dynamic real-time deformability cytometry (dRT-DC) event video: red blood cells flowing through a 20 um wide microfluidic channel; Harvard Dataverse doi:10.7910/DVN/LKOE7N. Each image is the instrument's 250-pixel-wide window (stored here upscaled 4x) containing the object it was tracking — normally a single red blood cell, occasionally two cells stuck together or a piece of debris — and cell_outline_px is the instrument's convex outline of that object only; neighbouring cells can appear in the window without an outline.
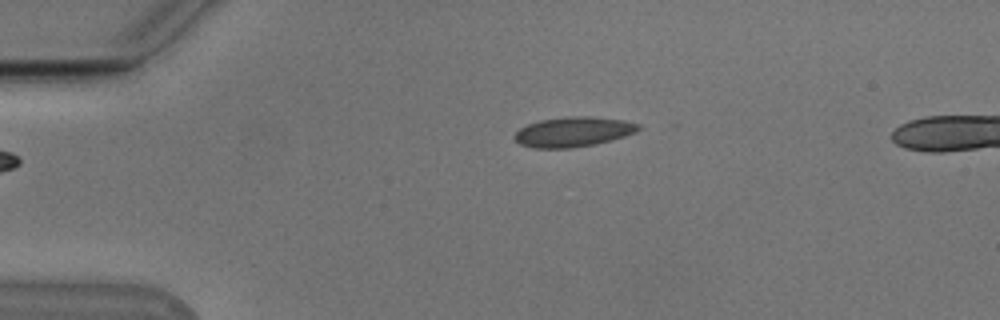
{"species": "Egyptian fruit bat (a non-hibernating species)", "species_latin": "Rousettus aegyptiacus", "temperature_condition": "cold", "stored_images_in_passage": 43, "camera_frame_rate_fps": 3000, "um_per_image_px": 0.085, "animal": {"sex": "male"}, "frame": {"image": 1, "passage_image": 1, "time_ms": 0.0, "image_size_px": [1000, 320], "cell_outline_px": [[644, 128], [636, 132], [612, 140], [596, 144], [572, 148], [532, 148], [520, 144], [512, 136], [520, 128], [528, 124], [540, 120], [568, 116], [588, 116], [624, 120], [640, 124]], "centroid_in_image_um": [48.75, 11.21], "position_along_channel_um": 36.2, "area_um2": 21.79}}
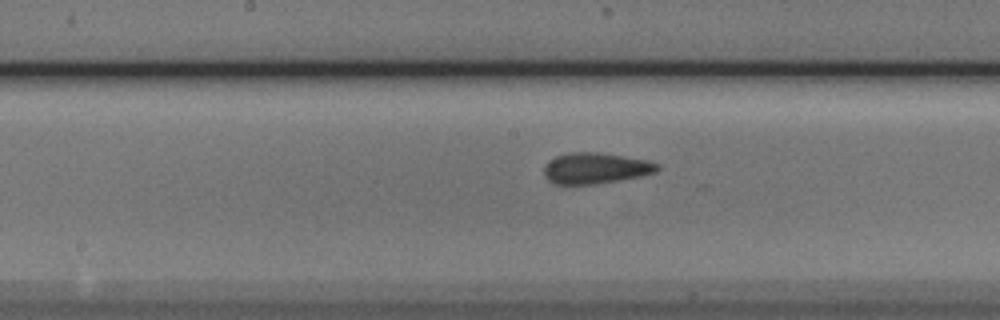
{"frame": {"image": 2, "passage_image": 17, "time_ms": 5.333, "image_size_px": [1000, 320], "cell_outline_px": [[660, 168], [656, 172], [640, 176], [620, 180], [596, 184], [552, 184], [544, 176], [544, 164], [548, 160], [556, 156], [568, 152], [600, 152], [648, 160], [660, 164]], "centroid_in_image_um": [50.6, 14.29], "position_along_channel_um": 197.6, "area_um2": 20.75}}
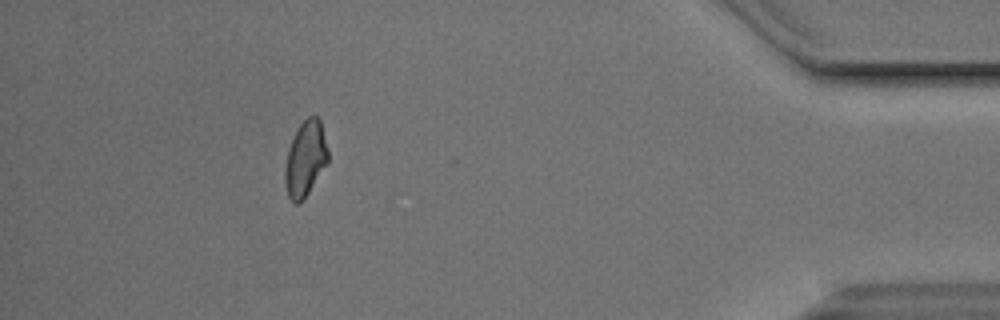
{"frame": {"image": 3, "passage_image": 38, "time_ms": 12.333, "image_size_px": [1000, 320], "cell_outline_px": [[328, 164], [308, 192], [296, 204], [288, 196], [284, 184], [284, 172], [288, 148], [300, 124], [308, 116], [316, 116], [320, 120], [328, 148]], "centroid_in_image_um": [25.96, 13.48], "position_along_channel_um": 409.2, "area_um2": 18.73}}